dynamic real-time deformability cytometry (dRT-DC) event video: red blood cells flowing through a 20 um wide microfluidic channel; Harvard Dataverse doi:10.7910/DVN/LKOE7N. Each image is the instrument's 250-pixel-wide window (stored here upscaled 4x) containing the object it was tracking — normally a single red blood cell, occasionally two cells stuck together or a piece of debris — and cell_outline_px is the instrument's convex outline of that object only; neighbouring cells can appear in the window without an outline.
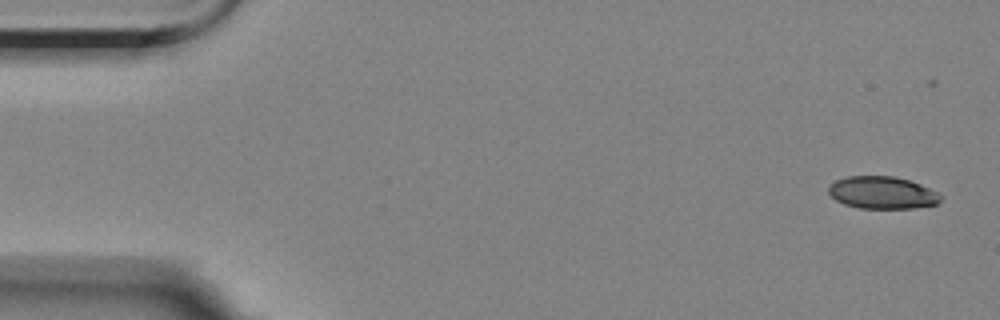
{"species": "Egyptian fruit bat (a non-hibernating species)", "species_latin": "Rousettus aegyptiacus", "temperature_condition": "room temperature", "stored_images_in_passage": 5, "segment_of_instrument_passage": [2, 2], "camera_frame_rate_fps": 3000, "um_per_image_px": 0.085, "animal": {"sex": "female"}, "frame": {"image": 1, "passage_image": 5, "time_ms": 4.667, "image_size_px": [1000, 320], "cell_outline_px": [[944, 196], [936, 204], [912, 208], [860, 208], [844, 204], [836, 200], [828, 192], [828, 188], [836, 180], [848, 176], [896, 176], [920, 184]], "centroid_in_image_um": [74.99, 16.37], "position_along_channel_um": 10.0, "area_um2": 20.98}}